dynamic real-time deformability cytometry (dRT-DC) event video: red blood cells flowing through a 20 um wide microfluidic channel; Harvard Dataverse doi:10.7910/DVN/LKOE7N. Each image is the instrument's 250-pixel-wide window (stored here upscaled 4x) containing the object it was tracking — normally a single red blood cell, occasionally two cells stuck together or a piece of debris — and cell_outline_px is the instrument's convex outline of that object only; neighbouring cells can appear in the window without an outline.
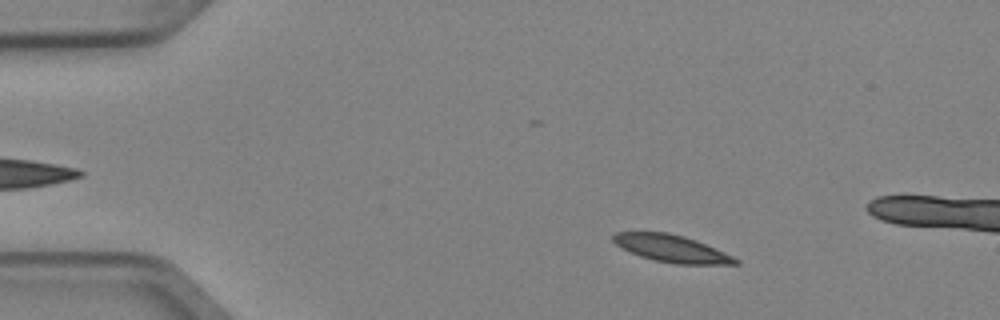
{"species": "Egyptian fruit bat (a non-hibernating species)", "species_latin": "Rousettus aegyptiacus", "temperature_condition": "cold", "stored_images_in_passage": 4, "camera_frame_rate_fps": 3000, "um_per_image_px": 0.085, "animal": {"sex": "female"}, "frame": {"image": 1, "passage_image": 2, "time_ms": 0.333, "image_size_px": [1000, 320], "cell_outline_px": [[740, 264], [676, 264], [656, 260], [640, 256], [616, 244], [612, 240], [612, 236], [616, 232], [668, 232], [684, 236], [696, 240], [732, 256], [740, 260]], "centroid_in_image_um": [57.1, 21.12], "position_along_channel_um": 27.9, "area_um2": 19.07}}